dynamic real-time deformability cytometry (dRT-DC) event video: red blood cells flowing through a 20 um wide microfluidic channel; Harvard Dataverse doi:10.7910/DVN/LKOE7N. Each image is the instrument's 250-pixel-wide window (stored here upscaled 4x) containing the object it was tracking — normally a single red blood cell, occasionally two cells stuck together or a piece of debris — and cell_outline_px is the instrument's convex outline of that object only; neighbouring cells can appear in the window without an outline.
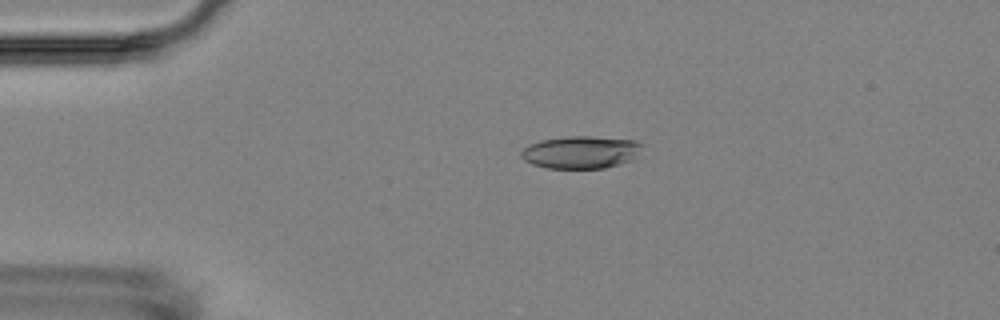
{"species": "Egyptian fruit bat (a non-hibernating species)", "species_latin": "Rousettus aegyptiacus", "temperature_condition": "room temperature", "stored_images_in_passage": 4, "camera_frame_rate_fps": 3000, "um_per_image_px": 0.085, "animal": {"sex": "female"}, "frame": {"image": 1, "passage_image": 3, "time_ms": 2.0, "image_size_px": [1000, 320], "cell_outline_px": [[644, 144], [632, 160], [620, 164], [604, 168], [548, 168], [532, 164], [524, 160], [520, 156], [520, 152], [528, 144], [540, 140], [568, 136], [592, 136], [636, 140]], "centroid_in_image_um": [49.36, 12.93], "position_along_channel_um": 35.6, "area_um2": 23.06}}